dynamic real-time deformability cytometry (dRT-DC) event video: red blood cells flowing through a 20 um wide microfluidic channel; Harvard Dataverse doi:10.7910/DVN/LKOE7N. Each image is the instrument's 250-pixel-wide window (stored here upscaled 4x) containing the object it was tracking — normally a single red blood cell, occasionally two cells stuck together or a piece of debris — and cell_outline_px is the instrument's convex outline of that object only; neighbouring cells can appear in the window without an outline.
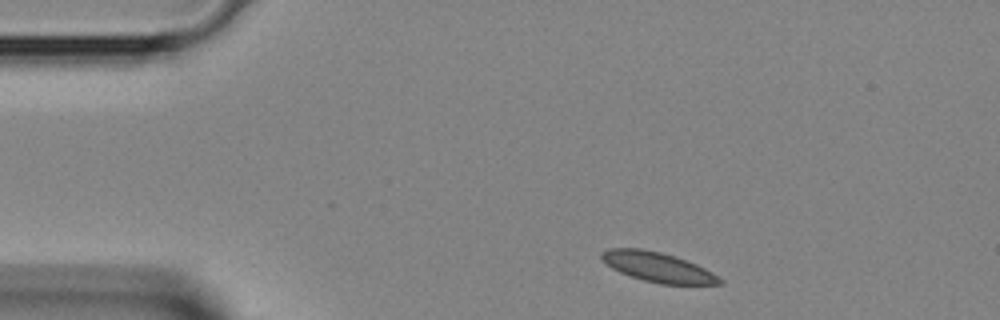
{"species": "Egyptian fruit bat (a non-hibernating species)", "species_latin": "Rousettus aegyptiacus", "temperature_condition": "room temperature", "stored_images_in_passage": 2, "camera_frame_rate_fps": 3000, "um_per_image_px": 0.085, "animal": {"sex": "female"}, "frame": {"image": 1, "passage_image": 1, "time_ms": 0.0, "image_size_px": [1000, 320], "cell_outline_px": [[724, 280], [720, 284], [660, 284], [644, 280], [620, 272], [612, 268], [600, 256], [600, 252], [608, 248], [640, 248], [660, 252], [676, 256], [696, 264], [712, 272]], "centroid_in_image_um": [55.91, 22.69], "position_along_channel_um": 29.1, "area_um2": 20.29}}